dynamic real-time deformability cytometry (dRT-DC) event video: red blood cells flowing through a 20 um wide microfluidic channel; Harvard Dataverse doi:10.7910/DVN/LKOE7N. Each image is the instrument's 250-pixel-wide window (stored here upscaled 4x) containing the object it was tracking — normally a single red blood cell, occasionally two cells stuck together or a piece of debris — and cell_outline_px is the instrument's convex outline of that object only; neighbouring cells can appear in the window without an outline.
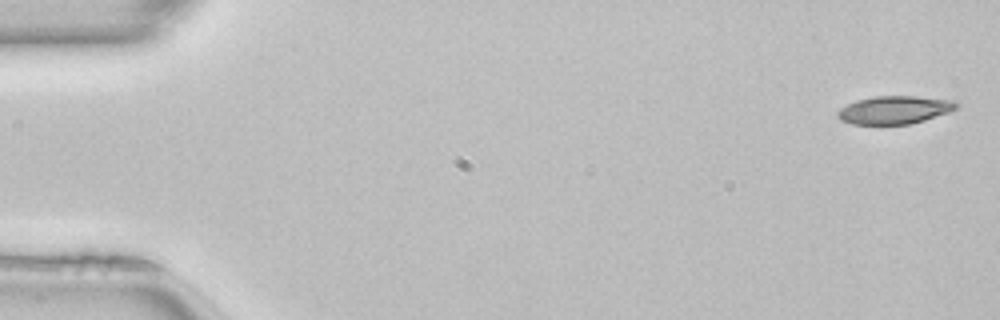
{"species": "common noctule bat (a hibernating species)", "species_latin": "Nyctalus noctula", "temperature_condition": "room temperature", "stored_images_in_passage": 50, "camera_frame_rate_fps": 3000, "um_per_image_px": 0.085, "animal": {"sex": "female", "body_mass_g": 22.7, "forearm_length_mm": 54.2}, "frame": {"image": 1, "passage_image": 1, "time_ms": 0.0, "image_size_px": [1000, 320], "cell_outline_px": [[960, 104], [956, 108], [948, 112], [924, 120], [908, 124], [852, 124], [840, 120], [836, 116], [836, 112], [840, 108], [856, 100], [872, 96], [916, 96], [956, 100]], "centroid_in_image_um": [76.02, 9.33], "position_along_channel_um": 9.0, "area_um2": 19.48}}
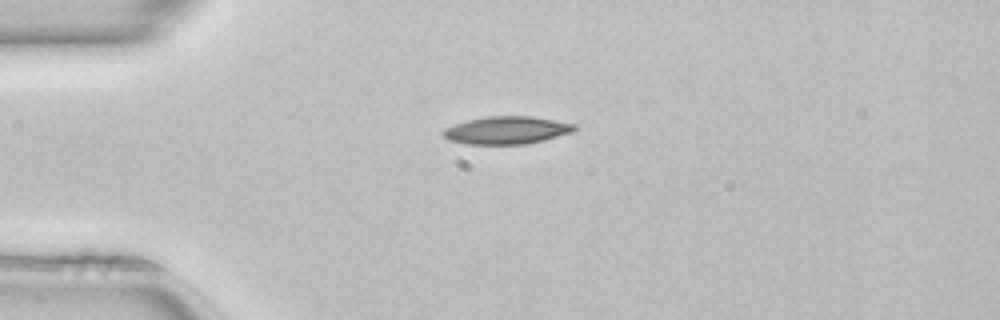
{"frame": {"image": 2, "passage_image": 12, "time_ms": 3.667, "image_size_px": [1000, 320], "cell_outline_px": [[576, 128], [572, 132], [544, 140], [528, 144], [468, 144], [448, 140], [440, 132], [444, 128], [468, 120], [488, 116], [532, 116], [576, 124]], "centroid_in_image_um": [43.06, 11.07], "position_along_channel_um": 41.9, "area_um2": 21.15}}
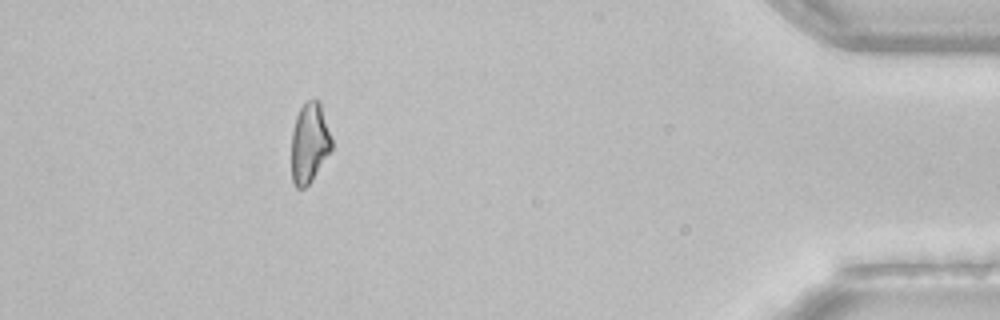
{"frame": {"image": 3, "passage_image": 45, "time_ms": 14.667, "image_size_px": [1000, 320], "cell_outline_px": [[332, 148], [312, 180], [304, 188], [296, 188], [292, 180], [292, 132], [296, 116], [300, 108], [308, 100], [316, 100], [320, 104], [332, 140]], "centroid_in_image_um": [26.29, 12.18], "position_along_channel_um": 408.9, "area_um2": 18.38}}